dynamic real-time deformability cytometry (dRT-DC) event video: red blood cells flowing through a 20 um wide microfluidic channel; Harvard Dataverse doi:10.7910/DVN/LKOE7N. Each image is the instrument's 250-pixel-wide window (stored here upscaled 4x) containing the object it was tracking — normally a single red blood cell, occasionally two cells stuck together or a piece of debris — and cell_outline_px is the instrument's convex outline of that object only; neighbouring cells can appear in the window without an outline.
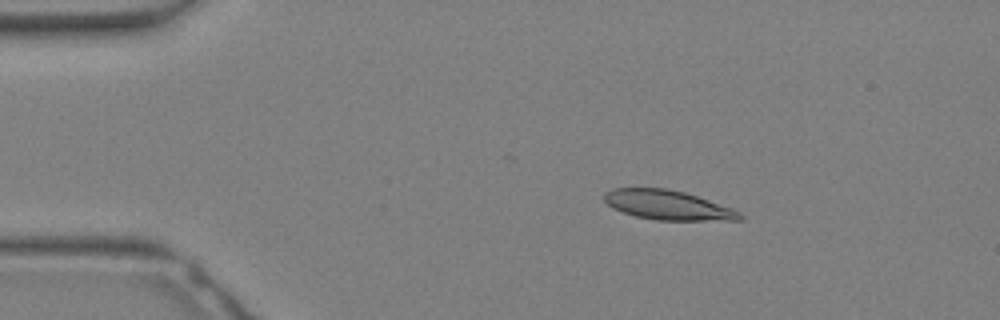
{"species": "Egyptian fruit bat (a non-hibernating species)", "species_latin": "Rousettus aegyptiacus", "temperature_condition": "warm", "stored_images_in_passage": 17, "camera_frame_rate_fps": 3000, "um_per_image_px": 0.085, "animal": {"sex": "female"}, "frame": {"image": 1, "passage_image": 5, "time_ms": 1.333, "image_size_px": [1000, 320], "cell_outline_px": [[744, 220], [656, 220], [636, 216], [612, 208], [604, 200], [604, 192], [612, 188], [664, 188], [684, 192], [732, 208], [740, 212], [744, 216]], "centroid_in_image_um": [56.76, 17.43], "position_along_channel_um": 28.2, "area_um2": 23.18}}
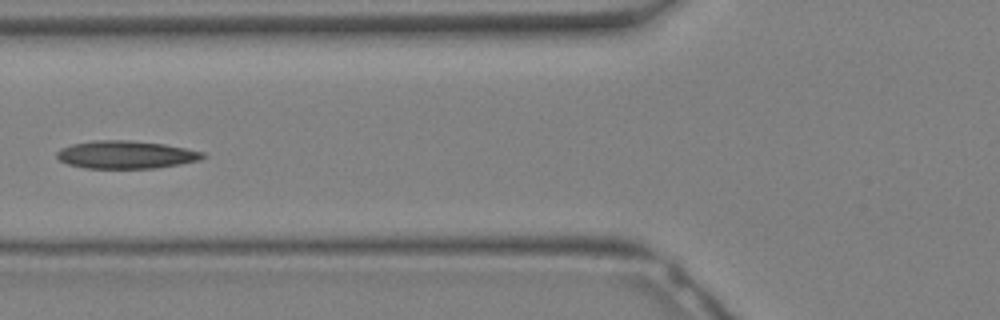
{"frame": {"image": 2, "passage_image": 12, "time_ms": 3.667, "image_size_px": [1000, 320], "cell_outline_px": [[208, 156], [200, 160], [180, 164], [156, 168], [84, 168], [68, 164], [60, 160], [56, 156], [56, 152], [60, 148], [72, 144], [92, 140], [128, 140], [164, 144], [204, 152]], "centroid_in_image_um": [10.7, 13.15], "position_along_channel_um": 115.1, "area_um2": 23.76}}
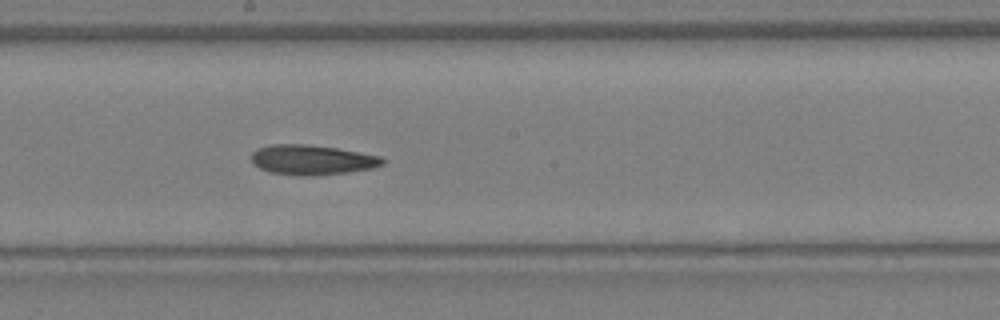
{"frame": {"image": 3, "passage_image": 17, "time_ms": 5.333, "image_size_px": [1000, 320], "cell_outline_px": [[384, 164], [372, 168], [344, 172], [308, 176], [300, 176], [268, 172], [252, 164], [252, 152], [256, 148], [272, 144], [308, 144], [336, 148], [380, 156], [384, 160]], "centroid_in_image_um": [26.46, 13.58], "position_along_channel_um": 221.7, "area_um2": 22.77}}